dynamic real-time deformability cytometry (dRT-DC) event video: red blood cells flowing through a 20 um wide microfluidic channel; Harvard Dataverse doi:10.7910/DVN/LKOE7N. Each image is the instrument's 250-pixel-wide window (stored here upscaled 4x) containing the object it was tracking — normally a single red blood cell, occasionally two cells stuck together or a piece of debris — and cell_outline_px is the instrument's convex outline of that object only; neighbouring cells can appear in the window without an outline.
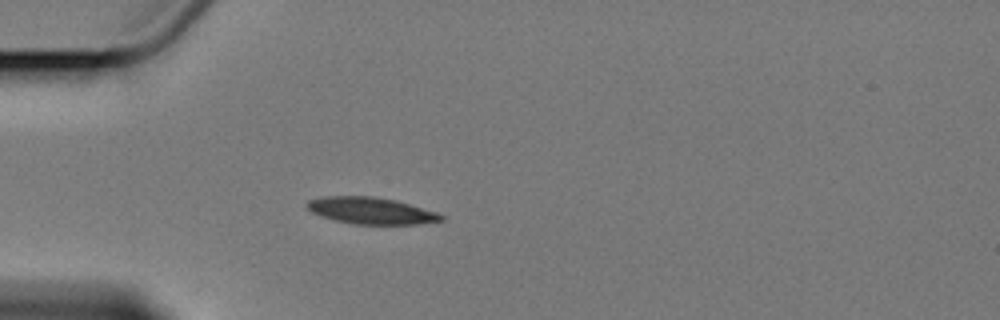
{"species": "Egyptian fruit bat (a non-hibernating species)", "species_latin": "Rousettus aegyptiacus", "temperature_condition": "cold", "stored_images_in_passage": 5, "camera_frame_rate_fps": 3000, "um_per_image_px": 0.085, "animal": {"sex": "female"}, "frame": {"image": 1, "passage_image": 5, "time_ms": 5.333, "image_size_px": [1000, 320], "cell_outline_px": [[444, 220], [416, 224], [352, 224], [320, 216], [312, 212], [308, 208], [308, 200], [324, 196], [372, 196], [396, 200], [436, 212], [444, 216]], "centroid_in_image_um": [31.53, 17.9], "position_along_channel_um": 53.5, "area_um2": 20.69}}